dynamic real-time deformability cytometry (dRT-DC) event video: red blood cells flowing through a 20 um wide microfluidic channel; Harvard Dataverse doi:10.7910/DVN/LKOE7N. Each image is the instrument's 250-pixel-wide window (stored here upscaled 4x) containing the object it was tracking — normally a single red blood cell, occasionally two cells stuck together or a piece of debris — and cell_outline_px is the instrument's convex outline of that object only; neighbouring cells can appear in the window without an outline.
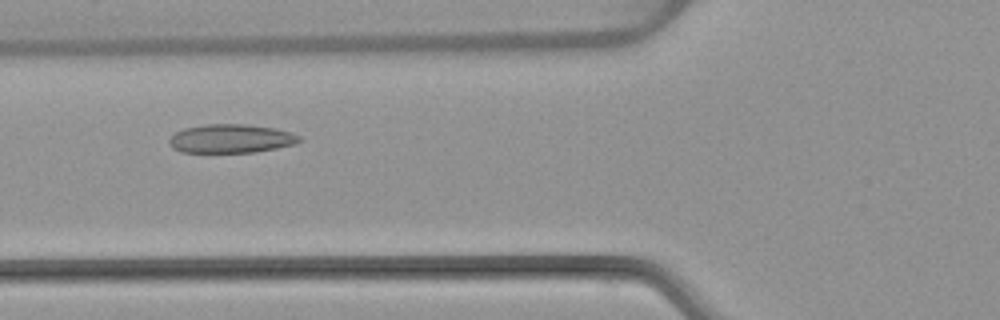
{"species": "common noctule bat (a hibernating species)", "species_latin": "Nyctalus noctula", "temperature_condition": "warm", "stored_images_in_passage": 49, "camera_frame_rate_fps": 3000, "um_per_image_px": 0.085, "animal": {"sex": "female", "body_mass_g": 22.7, "forearm_length_mm": 54.2}, "frame": {"image": 1, "passage_image": 17, "time_ms": 5.333, "image_size_px": [1000, 320], "cell_outline_px": [[304, 140], [296, 144], [256, 152], [180, 152], [172, 148], [168, 140], [176, 132], [184, 128], [208, 124], [244, 124], [276, 128], [292, 132], [300, 136]], "centroid_in_image_um": [19.68, 11.78], "position_along_channel_um": 106.1, "area_um2": 21.91}}
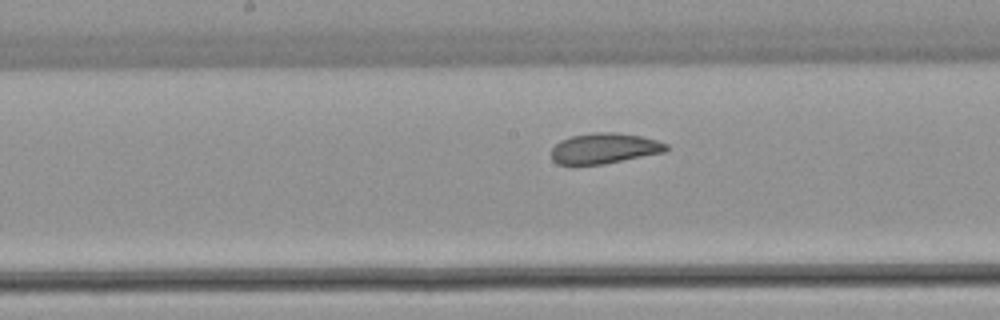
{"frame": {"image": 2, "passage_image": 24, "time_ms": 7.667, "image_size_px": [1000, 320], "cell_outline_px": [[672, 148], [664, 152], [604, 164], [556, 164], [552, 160], [552, 148], [560, 140], [572, 136], [592, 132], [616, 132], [640, 136], [656, 140], [668, 144]], "centroid_in_image_um": [51.39, 12.6], "position_along_channel_um": 196.8, "area_um2": 20.46}}
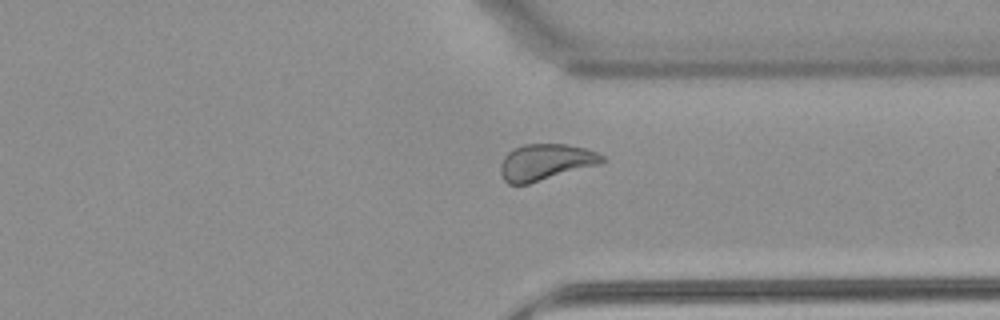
{"frame": {"image": 3, "passage_image": 37, "time_ms": 12.0, "image_size_px": [1000, 320], "cell_outline_px": [[608, 160], [600, 164], [528, 184], [508, 184], [504, 180], [500, 172], [500, 164], [504, 156], [512, 148], [524, 144], [564, 144], [584, 148], [596, 152], [604, 156]], "centroid_in_image_um": [46.36, 13.78], "position_along_channel_um": 365.0, "area_um2": 21.56}, "authors_computed_cell_mechanics": {"area_um2": 22.3686, "velocity_mm_per_s": 3.886, "shape_relaxation_time_tau1_ms": 5.2358, "shape_relaxation_time_tau2_ms": 1.6401, "deformation_change_tau1": 0.1308, "deformation_change_tau2": 0.0713}}